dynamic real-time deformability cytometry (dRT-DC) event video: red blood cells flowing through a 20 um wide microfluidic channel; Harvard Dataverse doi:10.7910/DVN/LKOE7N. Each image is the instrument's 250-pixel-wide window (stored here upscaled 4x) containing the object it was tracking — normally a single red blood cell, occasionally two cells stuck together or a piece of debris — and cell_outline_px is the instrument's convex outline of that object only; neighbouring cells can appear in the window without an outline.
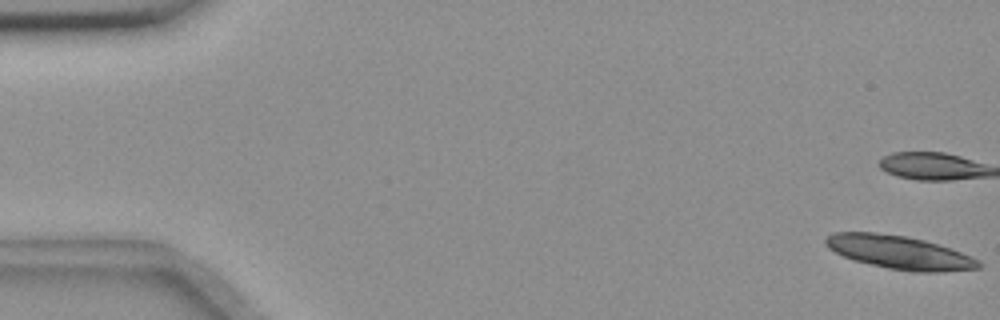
{"species": "common noctule bat (a hibernating species)", "species_latin": "Nyctalus noctula", "temperature_condition": "room temperature", "stored_images_in_passage": 6, "camera_frame_rate_fps": 3000, "um_per_image_px": 0.085, "animal": {"sex": "female", "body_mass_g": 18.4}, "frame": {"image": 1, "passage_image": 6, "time_ms": 9.0, "image_size_px": [1000, 320], "cell_outline_px": [[980, 268], [944, 272], [912, 272], [888, 268], [852, 260], [828, 248], [824, 244], [824, 240], [832, 232], [876, 232], [904, 236], [924, 240], [952, 248], [972, 256], [980, 260]], "centroid_in_image_um": [76.46, 21.45], "position_along_channel_um": 8.5, "area_um2": 29.94}}